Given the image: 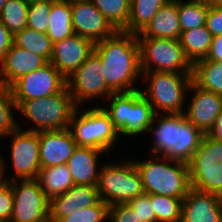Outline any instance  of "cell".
<instances>
[{"label": "cell", "mask_w": 222, "mask_h": 222, "mask_svg": "<svg viewBox=\"0 0 222 222\" xmlns=\"http://www.w3.org/2000/svg\"><path fill=\"white\" fill-rule=\"evenodd\" d=\"M94 51L102 60V74L113 93L137 90L132 85L142 75L137 35L117 30L111 37L95 43Z\"/></svg>", "instance_id": "6da1fadb"}, {"label": "cell", "mask_w": 222, "mask_h": 222, "mask_svg": "<svg viewBox=\"0 0 222 222\" xmlns=\"http://www.w3.org/2000/svg\"><path fill=\"white\" fill-rule=\"evenodd\" d=\"M158 115L155 114L148 131L155 136L152 154L188 163L204 134L193 126L184 114L163 113L162 117ZM155 121L158 125L153 127Z\"/></svg>", "instance_id": "7a4b0ae2"}, {"label": "cell", "mask_w": 222, "mask_h": 222, "mask_svg": "<svg viewBox=\"0 0 222 222\" xmlns=\"http://www.w3.org/2000/svg\"><path fill=\"white\" fill-rule=\"evenodd\" d=\"M150 161H134L140 173L145 194L185 198L191 189L188 164L162 156L151 155ZM166 161V162H165ZM171 164H169V163Z\"/></svg>", "instance_id": "3957f363"}, {"label": "cell", "mask_w": 222, "mask_h": 222, "mask_svg": "<svg viewBox=\"0 0 222 222\" xmlns=\"http://www.w3.org/2000/svg\"><path fill=\"white\" fill-rule=\"evenodd\" d=\"M15 104L23 116L35 123L34 129H28L33 132L68 129L77 108L67 86L58 93Z\"/></svg>", "instance_id": "277c9868"}, {"label": "cell", "mask_w": 222, "mask_h": 222, "mask_svg": "<svg viewBox=\"0 0 222 222\" xmlns=\"http://www.w3.org/2000/svg\"><path fill=\"white\" fill-rule=\"evenodd\" d=\"M110 98L111 104L104 110L110 115L118 134L135 136L149 131L155 113L141 90L112 93Z\"/></svg>", "instance_id": "5b68a950"}, {"label": "cell", "mask_w": 222, "mask_h": 222, "mask_svg": "<svg viewBox=\"0 0 222 222\" xmlns=\"http://www.w3.org/2000/svg\"><path fill=\"white\" fill-rule=\"evenodd\" d=\"M142 77L149 80V85L141 94L147 99L155 114H183L185 91L189 90L193 80L190 74L174 72H142ZM160 109V110H159ZM158 111V112H157Z\"/></svg>", "instance_id": "8992f818"}, {"label": "cell", "mask_w": 222, "mask_h": 222, "mask_svg": "<svg viewBox=\"0 0 222 222\" xmlns=\"http://www.w3.org/2000/svg\"><path fill=\"white\" fill-rule=\"evenodd\" d=\"M78 110L77 107L71 116L68 128L77 146L108 152L115 141L117 142L118 136L110 115L103 107L86 109L83 113Z\"/></svg>", "instance_id": "52a82bcc"}, {"label": "cell", "mask_w": 222, "mask_h": 222, "mask_svg": "<svg viewBox=\"0 0 222 222\" xmlns=\"http://www.w3.org/2000/svg\"><path fill=\"white\" fill-rule=\"evenodd\" d=\"M137 38L140 47L141 72L161 71L193 75V65L185 56L179 40L157 37Z\"/></svg>", "instance_id": "ba28073f"}, {"label": "cell", "mask_w": 222, "mask_h": 222, "mask_svg": "<svg viewBox=\"0 0 222 222\" xmlns=\"http://www.w3.org/2000/svg\"><path fill=\"white\" fill-rule=\"evenodd\" d=\"M187 164L191 188L222 197V142L204 134Z\"/></svg>", "instance_id": "9c48e42d"}, {"label": "cell", "mask_w": 222, "mask_h": 222, "mask_svg": "<svg viewBox=\"0 0 222 222\" xmlns=\"http://www.w3.org/2000/svg\"><path fill=\"white\" fill-rule=\"evenodd\" d=\"M97 187L100 200L109 206L127 204L144 194L141 176L133 161L120 165H103Z\"/></svg>", "instance_id": "30bf717a"}, {"label": "cell", "mask_w": 222, "mask_h": 222, "mask_svg": "<svg viewBox=\"0 0 222 222\" xmlns=\"http://www.w3.org/2000/svg\"><path fill=\"white\" fill-rule=\"evenodd\" d=\"M9 181L13 193V211L9 222H49L50 200L38 179Z\"/></svg>", "instance_id": "8fae6325"}, {"label": "cell", "mask_w": 222, "mask_h": 222, "mask_svg": "<svg viewBox=\"0 0 222 222\" xmlns=\"http://www.w3.org/2000/svg\"><path fill=\"white\" fill-rule=\"evenodd\" d=\"M12 136L11 158L15 170V177L5 178V164L0 155V179L5 181L36 179L41 170L40 142L38 132L18 129ZM19 178V179H18Z\"/></svg>", "instance_id": "7c38bea8"}, {"label": "cell", "mask_w": 222, "mask_h": 222, "mask_svg": "<svg viewBox=\"0 0 222 222\" xmlns=\"http://www.w3.org/2000/svg\"><path fill=\"white\" fill-rule=\"evenodd\" d=\"M100 56L93 51L66 79V86L76 107L89 98L109 97L113 92L106 86Z\"/></svg>", "instance_id": "4fadbf2b"}, {"label": "cell", "mask_w": 222, "mask_h": 222, "mask_svg": "<svg viewBox=\"0 0 222 222\" xmlns=\"http://www.w3.org/2000/svg\"><path fill=\"white\" fill-rule=\"evenodd\" d=\"M65 86L66 78L48 62L16 80L10 89L15 102H24L58 93Z\"/></svg>", "instance_id": "5bb4252c"}, {"label": "cell", "mask_w": 222, "mask_h": 222, "mask_svg": "<svg viewBox=\"0 0 222 222\" xmlns=\"http://www.w3.org/2000/svg\"><path fill=\"white\" fill-rule=\"evenodd\" d=\"M74 34L89 39L94 44L111 37L117 30L90 0L71 1Z\"/></svg>", "instance_id": "9a60e30c"}, {"label": "cell", "mask_w": 222, "mask_h": 222, "mask_svg": "<svg viewBox=\"0 0 222 222\" xmlns=\"http://www.w3.org/2000/svg\"><path fill=\"white\" fill-rule=\"evenodd\" d=\"M95 44L77 34L53 43L49 62L67 79L94 51Z\"/></svg>", "instance_id": "2e32d148"}, {"label": "cell", "mask_w": 222, "mask_h": 222, "mask_svg": "<svg viewBox=\"0 0 222 222\" xmlns=\"http://www.w3.org/2000/svg\"><path fill=\"white\" fill-rule=\"evenodd\" d=\"M190 90H195L194 97L187 107L188 112L183 114L193 126L207 134L222 110V96L201 88L193 80Z\"/></svg>", "instance_id": "e0dca14e"}, {"label": "cell", "mask_w": 222, "mask_h": 222, "mask_svg": "<svg viewBox=\"0 0 222 222\" xmlns=\"http://www.w3.org/2000/svg\"><path fill=\"white\" fill-rule=\"evenodd\" d=\"M181 222H222V197L191 188L182 201Z\"/></svg>", "instance_id": "ac0fdd59"}, {"label": "cell", "mask_w": 222, "mask_h": 222, "mask_svg": "<svg viewBox=\"0 0 222 222\" xmlns=\"http://www.w3.org/2000/svg\"><path fill=\"white\" fill-rule=\"evenodd\" d=\"M38 137L41 169L67 164L77 147L70 129L40 131Z\"/></svg>", "instance_id": "d6986e66"}, {"label": "cell", "mask_w": 222, "mask_h": 222, "mask_svg": "<svg viewBox=\"0 0 222 222\" xmlns=\"http://www.w3.org/2000/svg\"><path fill=\"white\" fill-rule=\"evenodd\" d=\"M100 201L98 187L73 185L67 192L50 200L49 222H58L72 214L74 210L84 209Z\"/></svg>", "instance_id": "ffe728a7"}, {"label": "cell", "mask_w": 222, "mask_h": 222, "mask_svg": "<svg viewBox=\"0 0 222 222\" xmlns=\"http://www.w3.org/2000/svg\"><path fill=\"white\" fill-rule=\"evenodd\" d=\"M0 63V83L10 87L22 76L43 67L48 62L42 56L33 54L13 43Z\"/></svg>", "instance_id": "44dd1931"}, {"label": "cell", "mask_w": 222, "mask_h": 222, "mask_svg": "<svg viewBox=\"0 0 222 222\" xmlns=\"http://www.w3.org/2000/svg\"><path fill=\"white\" fill-rule=\"evenodd\" d=\"M104 151L92 147L77 146L67 165L75 185L97 186L100 170L97 161Z\"/></svg>", "instance_id": "7402d4cb"}, {"label": "cell", "mask_w": 222, "mask_h": 222, "mask_svg": "<svg viewBox=\"0 0 222 222\" xmlns=\"http://www.w3.org/2000/svg\"><path fill=\"white\" fill-rule=\"evenodd\" d=\"M181 27L178 16V0L163 5L150 23L137 37H157L179 40Z\"/></svg>", "instance_id": "603a6c76"}, {"label": "cell", "mask_w": 222, "mask_h": 222, "mask_svg": "<svg viewBox=\"0 0 222 222\" xmlns=\"http://www.w3.org/2000/svg\"><path fill=\"white\" fill-rule=\"evenodd\" d=\"M212 38L213 36L206 26L181 32L179 41L185 56L192 65L207 57Z\"/></svg>", "instance_id": "cb8c5ba5"}, {"label": "cell", "mask_w": 222, "mask_h": 222, "mask_svg": "<svg viewBox=\"0 0 222 222\" xmlns=\"http://www.w3.org/2000/svg\"><path fill=\"white\" fill-rule=\"evenodd\" d=\"M49 20L47 35L52 43L61 41L74 34L71 2L63 0L51 2Z\"/></svg>", "instance_id": "d4e9b609"}, {"label": "cell", "mask_w": 222, "mask_h": 222, "mask_svg": "<svg viewBox=\"0 0 222 222\" xmlns=\"http://www.w3.org/2000/svg\"><path fill=\"white\" fill-rule=\"evenodd\" d=\"M37 179L49 200L75 185L67 164L42 168Z\"/></svg>", "instance_id": "484cf974"}, {"label": "cell", "mask_w": 222, "mask_h": 222, "mask_svg": "<svg viewBox=\"0 0 222 222\" xmlns=\"http://www.w3.org/2000/svg\"><path fill=\"white\" fill-rule=\"evenodd\" d=\"M170 0H131L130 15L124 32L139 34L150 23L159 9Z\"/></svg>", "instance_id": "4316f807"}, {"label": "cell", "mask_w": 222, "mask_h": 222, "mask_svg": "<svg viewBox=\"0 0 222 222\" xmlns=\"http://www.w3.org/2000/svg\"><path fill=\"white\" fill-rule=\"evenodd\" d=\"M192 78L201 88L222 96V62L206 59L196 62Z\"/></svg>", "instance_id": "83f0119b"}, {"label": "cell", "mask_w": 222, "mask_h": 222, "mask_svg": "<svg viewBox=\"0 0 222 222\" xmlns=\"http://www.w3.org/2000/svg\"><path fill=\"white\" fill-rule=\"evenodd\" d=\"M13 43L33 54L42 56L47 62L51 59L53 43L47 33H41L26 26L14 35Z\"/></svg>", "instance_id": "f1b7e54d"}, {"label": "cell", "mask_w": 222, "mask_h": 222, "mask_svg": "<svg viewBox=\"0 0 222 222\" xmlns=\"http://www.w3.org/2000/svg\"><path fill=\"white\" fill-rule=\"evenodd\" d=\"M209 5L204 1L178 0V16L181 32L205 26Z\"/></svg>", "instance_id": "f546056e"}, {"label": "cell", "mask_w": 222, "mask_h": 222, "mask_svg": "<svg viewBox=\"0 0 222 222\" xmlns=\"http://www.w3.org/2000/svg\"><path fill=\"white\" fill-rule=\"evenodd\" d=\"M116 30L128 24L131 0H90Z\"/></svg>", "instance_id": "4dcf8cb0"}, {"label": "cell", "mask_w": 222, "mask_h": 222, "mask_svg": "<svg viewBox=\"0 0 222 222\" xmlns=\"http://www.w3.org/2000/svg\"><path fill=\"white\" fill-rule=\"evenodd\" d=\"M29 4L25 0H7L2 7L0 20L15 35L27 26Z\"/></svg>", "instance_id": "1f68e13d"}, {"label": "cell", "mask_w": 222, "mask_h": 222, "mask_svg": "<svg viewBox=\"0 0 222 222\" xmlns=\"http://www.w3.org/2000/svg\"><path fill=\"white\" fill-rule=\"evenodd\" d=\"M183 199L150 194V201L155 211L156 222H181Z\"/></svg>", "instance_id": "d6a6232c"}, {"label": "cell", "mask_w": 222, "mask_h": 222, "mask_svg": "<svg viewBox=\"0 0 222 222\" xmlns=\"http://www.w3.org/2000/svg\"><path fill=\"white\" fill-rule=\"evenodd\" d=\"M11 108L17 109L11 89L0 83V137L10 136L19 127Z\"/></svg>", "instance_id": "836d02e7"}, {"label": "cell", "mask_w": 222, "mask_h": 222, "mask_svg": "<svg viewBox=\"0 0 222 222\" xmlns=\"http://www.w3.org/2000/svg\"><path fill=\"white\" fill-rule=\"evenodd\" d=\"M109 219V205L100 200L97 204L80 209L67 217L61 218L58 222H104Z\"/></svg>", "instance_id": "e575fe53"}, {"label": "cell", "mask_w": 222, "mask_h": 222, "mask_svg": "<svg viewBox=\"0 0 222 222\" xmlns=\"http://www.w3.org/2000/svg\"><path fill=\"white\" fill-rule=\"evenodd\" d=\"M51 2L29 4L27 27L47 33Z\"/></svg>", "instance_id": "d590c367"}, {"label": "cell", "mask_w": 222, "mask_h": 222, "mask_svg": "<svg viewBox=\"0 0 222 222\" xmlns=\"http://www.w3.org/2000/svg\"><path fill=\"white\" fill-rule=\"evenodd\" d=\"M142 222H156L155 211L150 201V194L140 195L127 203Z\"/></svg>", "instance_id": "8d00e7d4"}, {"label": "cell", "mask_w": 222, "mask_h": 222, "mask_svg": "<svg viewBox=\"0 0 222 222\" xmlns=\"http://www.w3.org/2000/svg\"><path fill=\"white\" fill-rule=\"evenodd\" d=\"M13 211L11 183L0 179V221L9 222Z\"/></svg>", "instance_id": "74e56055"}, {"label": "cell", "mask_w": 222, "mask_h": 222, "mask_svg": "<svg viewBox=\"0 0 222 222\" xmlns=\"http://www.w3.org/2000/svg\"><path fill=\"white\" fill-rule=\"evenodd\" d=\"M110 222H142L139 216L128 204L109 206Z\"/></svg>", "instance_id": "f35d334b"}, {"label": "cell", "mask_w": 222, "mask_h": 222, "mask_svg": "<svg viewBox=\"0 0 222 222\" xmlns=\"http://www.w3.org/2000/svg\"><path fill=\"white\" fill-rule=\"evenodd\" d=\"M205 26L213 37L222 34V6H209Z\"/></svg>", "instance_id": "ab89813d"}, {"label": "cell", "mask_w": 222, "mask_h": 222, "mask_svg": "<svg viewBox=\"0 0 222 222\" xmlns=\"http://www.w3.org/2000/svg\"><path fill=\"white\" fill-rule=\"evenodd\" d=\"M14 35L3 25L0 20V60L6 55L13 45Z\"/></svg>", "instance_id": "60d3db41"}, {"label": "cell", "mask_w": 222, "mask_h": 222, "mask_svg": "<svg viewBox=\"0 0 222 222\" xmlns=\"http://www.w3.org/2000/svg\"><path fill=\"white\" fill-rule=\"evenodd\" d=\"M205 59L222 62V34L212 38L211 47Z\"/></svg>", "instance_id": "b9f144b4"}, {"label": "cell", "mask_w": 222, "mask_h": 222, "mask_svg": "<svg viewBox=\"0 0 222 222\" xmlns=\"http://www.w3.org/2000/svg\"><path fill=\"white\" fill-rule=\"evenodd\" d=\"M206 135L215 141L222 142V110L218 114L214 125Z\"/></svg>", "instance_id": "7bdbcfd3"}, {"label": "cell", "mask_w": 222, "mask_h": 222, "mask_svg": "<svg viewBox=\"0 0 222 222\" xmlns=\"http://www.w3.org/2000/svg\"><path fill=\"white\" fill-rule=\"evenodd\" d=\"M209 6H222V0H206Z\"/></svg>", "instance_id": "ee69618b"}, {"label": "cell", "mask_w": 222, "mask_h": 222, "mask_svg": "<svg viewBox=\"0 0 222 222\" xmlns=\"http://www.w3.org/2000/svg\"><path fill=\"white\" fill-rule=\"evenodd\" d=\"M28 4L42 3V2H54L56 0H25Z\"/></svg>", "instance_id": "f6af8a7d"}, {"label": "cell", "mask_w": 222, "mask_h": 222, "mask_svg": "<svg viewBox=\"0 0 222 222\" xmlns=\"http://www.w3.org/2000/svg\"><path fill=\"white\" fill-rule=\"evenodd\" d=\"M6 2L7 0H0V13H1L2 7L4 6Z\"/></svg>", "instance_id": "bcb514c9"}]
</instances>
